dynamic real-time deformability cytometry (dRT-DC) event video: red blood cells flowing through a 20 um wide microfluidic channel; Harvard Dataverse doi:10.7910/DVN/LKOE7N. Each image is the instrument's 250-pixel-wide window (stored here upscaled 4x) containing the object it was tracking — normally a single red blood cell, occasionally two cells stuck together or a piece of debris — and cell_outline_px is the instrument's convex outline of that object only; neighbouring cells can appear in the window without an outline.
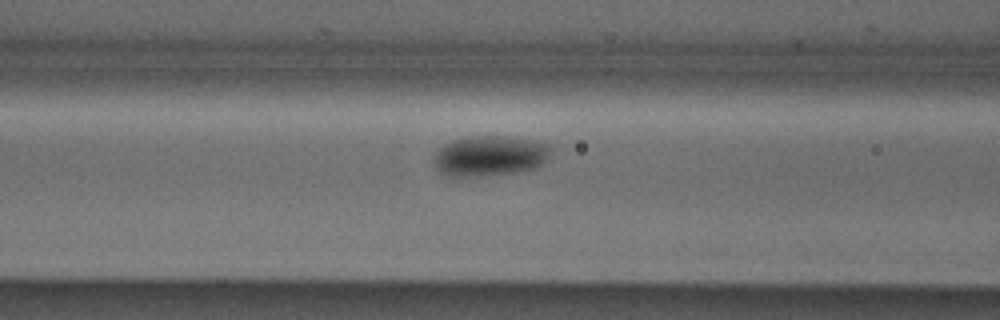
{"species": "Egyptian fruit bat (a non-hibernating species)", "species_latin": "Rousettus aegyptiacus", "temperature_condition": "cold", "stored_images_in_passage": 18, "camera_frame_rate_fps": 3000, "um_per_image_px": 0.085, "animal": {"sex": "male"}, "frame": {"image": 1, "passage_image": 16, "time_ms": 5.0, "image_size_px": [1000, 320], "cell_outline_px": [[552, 152], [536, 168], [520, 172], [484, 176], [448, 176], [440, 172], [436, 168], [436, 152], [444, 144], [452, 140], [468, 136], [508, 136], [536, 140], [552, 144]], "centroid_in_image_um": [41.69, 13.23], "position_along_channel_um": 124.9, "area_um2": 27.8}}